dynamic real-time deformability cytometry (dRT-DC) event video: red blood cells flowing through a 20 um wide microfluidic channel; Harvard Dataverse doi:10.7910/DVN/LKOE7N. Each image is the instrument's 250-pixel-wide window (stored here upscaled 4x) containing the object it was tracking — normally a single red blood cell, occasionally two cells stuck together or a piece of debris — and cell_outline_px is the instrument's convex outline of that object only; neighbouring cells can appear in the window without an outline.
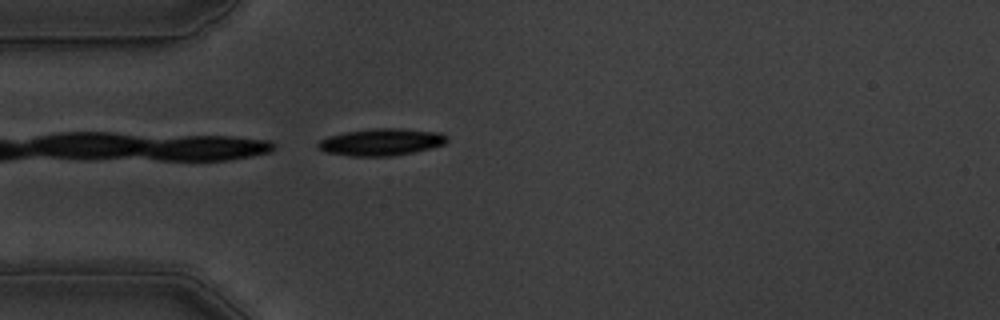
{"species": "common noctule bat (a hibernating species)", "species_latin": "Nyctalus noctula", "temperature_condition": "warm", "stored_images_in_passage": 42, "camera_frame_rate_fps": 3000, "um_per_image_px": 0.085, "animal": {"sex": "male", "body_mass_g": 19.5, "forearm_length_mm": 54.6}, "frame": {"image": 1, "passage_image": 1, "time_ms": 0.0, "image_size_px": [1000, 320], "cell_outline_px": [[448, 140], [444, 144], [412, 152], [392, 156], [348, 156], [324, 152], [316, 144], [320, 140], [328, 136], [344, 132], [372, 128], [400, 128], [440, 132], [448, 136]], "centroid_in_image_um": [32.39, 12.06], "position_along_channel_um": 52.6, "area_um2": 20.35}}
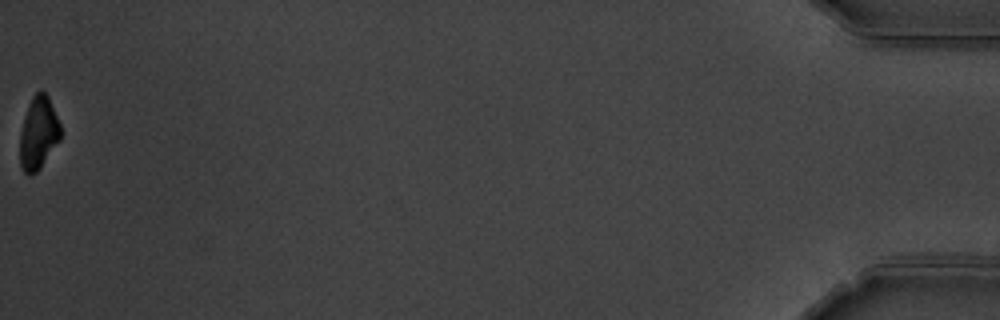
{"frame": {"image": 2, "passage_image": 42, "time_ms": 13.667, "image_size_px": [1000, 320], "cell_outline_px": [[60, 140], [40, 168], [32, 176], [28, 176], [24, 172], [20, 164], [20, 132], [24, 116], [32, 96], [40, 88], [48, 96], [60, 124]], "centroid_in_image_um": [3.25, 11.32], "position_along_channel_um": 431.9, "area_um2": 17.28}, "authors_computed_cell_mechanics": {"area_um2": 20.23, "velocity_mm_per_s": 3.5742, "shape_relaxation_time_tau1_ms": 2.0557, "shape_relaxation_time_tau2_ms": 7.5019, "deformation_change_tau1": 0.1403, "deformation_change_tau2": 0.0915}}